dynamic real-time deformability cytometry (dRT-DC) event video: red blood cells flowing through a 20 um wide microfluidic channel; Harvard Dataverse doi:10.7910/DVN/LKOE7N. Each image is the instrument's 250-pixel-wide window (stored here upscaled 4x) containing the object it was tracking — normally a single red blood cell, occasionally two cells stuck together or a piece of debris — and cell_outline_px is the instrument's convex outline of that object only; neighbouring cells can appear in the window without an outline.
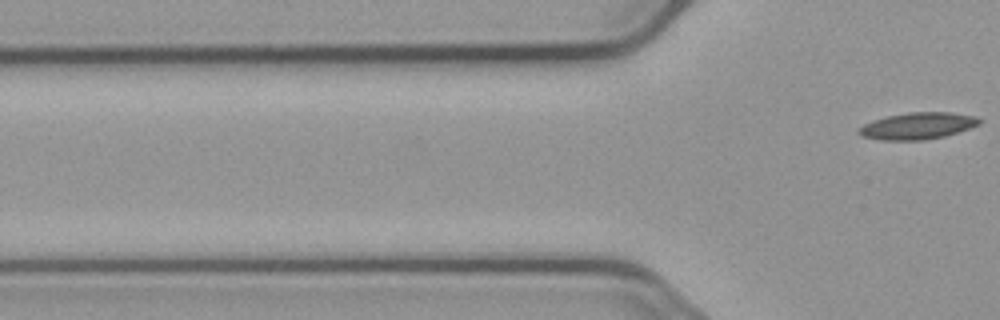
{"species": "common noctule bat (a hibernating species)", "species_latin": "Nyctalus noctula", "temperature_condition": "cold", "stored_images_in_passage": 7, "segment_of_instrument_passage": [2, 2], "camera_frame_rate_fps": 3000, "um_per_image_px": 0.085, "animal": {"sex": "male", "body_mass_g": 23.1, "forearm_length_mm": 52.7}, "frame": {"image": 1, "passage_image": 7, "time_ms": 7.0, "image_size_px": [1000, 320], "cell_outline_px": [[980, 124], [944, 136], [924, 140], [880, 140], [860, 136], [856, 132], [864, 124], [872, 120], [888, 116], [908, 112], [948, 112], [976, 116], [980, 120]], "centroid_in_image_um": [77.95, 10.7], "position_along_channel_um": 47.8, "area_um2": 18.67}}